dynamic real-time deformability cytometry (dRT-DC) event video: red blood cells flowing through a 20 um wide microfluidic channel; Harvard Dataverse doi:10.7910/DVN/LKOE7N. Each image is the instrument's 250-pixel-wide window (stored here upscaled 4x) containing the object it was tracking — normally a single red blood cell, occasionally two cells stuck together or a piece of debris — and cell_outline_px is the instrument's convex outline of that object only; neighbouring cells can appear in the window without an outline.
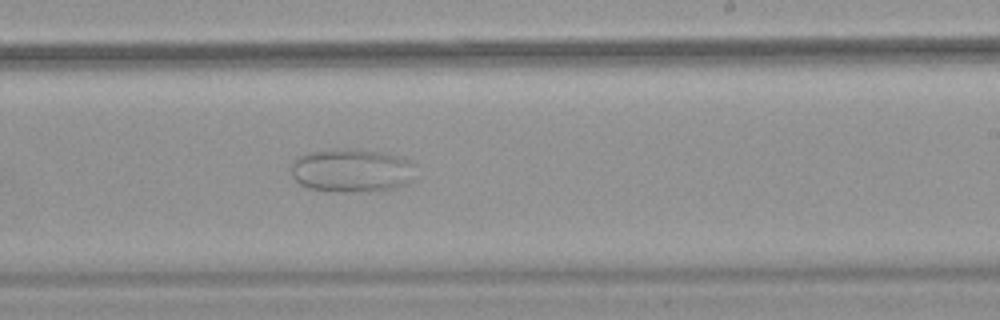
{"species": "common noctule bat (a hibernating species)", "species_latin": "Nyctalus noctula", "temperature_condition": "warm", "stored_images_in_passage": 47, "camera_frame_rate_fps": 3000, "um_per_image_px": 0.085, "animal": {"sex": "female", "body_mass_g": 18.4}, "frame": {"image": 1, "passage_image": 27, "time_ms": 8.667, "image_size_px": [1000, 320], "cell_outline_px": [[412, 164], [408, 184], [396, 188], [308, 188], [300, 184], [292, 176], [292, 164], [296, 156], [308, 152], [356, 148], [380, 152], [396, 156], [408, 160]], "centroid_in_image_um": [29.82, 14.41], "position_along_channel_um": 259.2, "area_um2": 29.65}}